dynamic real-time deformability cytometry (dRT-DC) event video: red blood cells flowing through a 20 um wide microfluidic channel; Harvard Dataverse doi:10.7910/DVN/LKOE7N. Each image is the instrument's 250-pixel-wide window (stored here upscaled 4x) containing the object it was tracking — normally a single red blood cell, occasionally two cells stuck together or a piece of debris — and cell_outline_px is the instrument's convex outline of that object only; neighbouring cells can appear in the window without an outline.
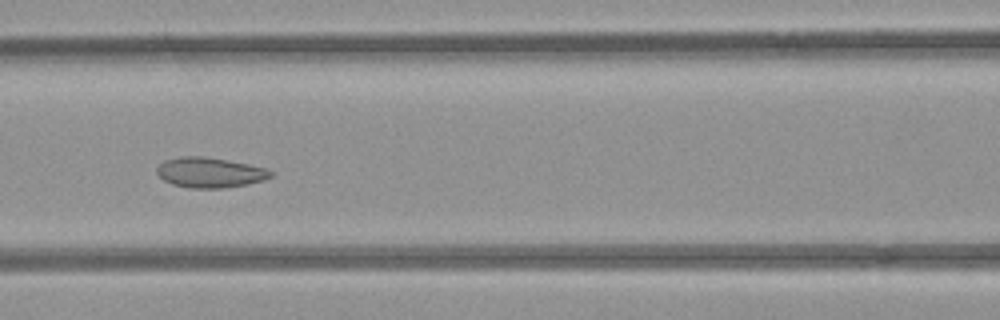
{"species": "common noctule bat (a hibernating species)", "species_latin": "Nyctalus noctula", "temperature_condition": "room temperature", "stored_images_in_passage": 8, "camera_frame_rate_fps": 3000, "um_per_image_px": 0.085, "animal": {"sex": "female", "body_mass_g": 21.9}, "frame": {"image": 1, "passage_image": 5, "time_ms": 4.667, "image_size_px": [1000, 320], "cell_outline_px": [[272, 176], [264, 180], [248, 184], [224, 188], [188, 188], [172, 184], [164, 180], [156, 172], [156, 168], [164, 160], [180, 156], [204, 156], [228, 160], [268, 168], [272, 172]], "centroid_in_image_um": [17.84, 14.66], "position_along_channel_um": 148.8, "area_um2": 20.17}}
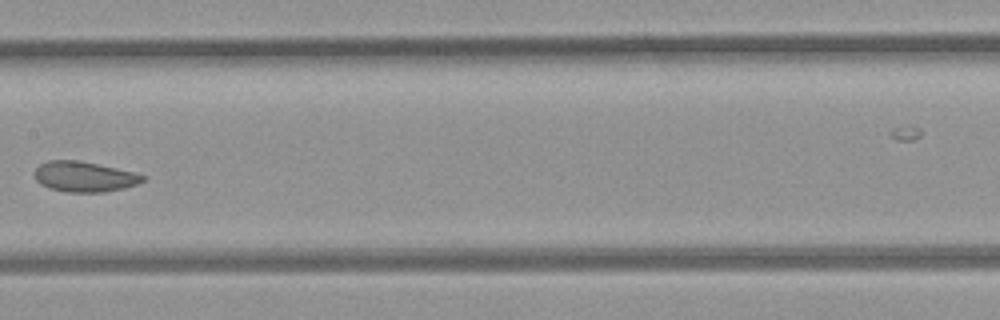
{"frame": {"image": 2, "passage_image": 6, "time_ms": 6.0, "image_size_px": [1000, 320], "cell_outline_px": [[148, 176], [144, 180], [136, 184], [124, 188], [104, 192], [68, 192], [48, 188], [40, 184], [36, 180], [32, 172], [40, 164], [48, 160], [80, 160], [136, 172]], "centroid_in_image_um": [7.16, 15.01], "position_along_channel_um": 200.2, "area_um2": 19.42}}
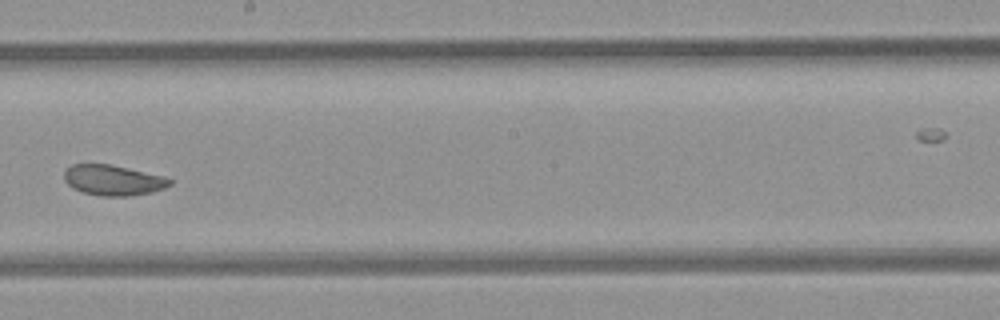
{"frame": {"image": 3, "passage_image": 7, "time_ms": 7.0, "image_size_px": [1000, 320], "cell_outline_px": [[172, 184], [164, 188], [152, 192], [128, 196], [100, 196], [80, 192], [72, 188], [64, 180], [64, 172], [72, 164], [112, 164], [164, 176], [172, 180]], "centroid_in_image_um": [9.61, 15.32], "position_along_channel_um": 238.6, "area_um2": 18.9}}